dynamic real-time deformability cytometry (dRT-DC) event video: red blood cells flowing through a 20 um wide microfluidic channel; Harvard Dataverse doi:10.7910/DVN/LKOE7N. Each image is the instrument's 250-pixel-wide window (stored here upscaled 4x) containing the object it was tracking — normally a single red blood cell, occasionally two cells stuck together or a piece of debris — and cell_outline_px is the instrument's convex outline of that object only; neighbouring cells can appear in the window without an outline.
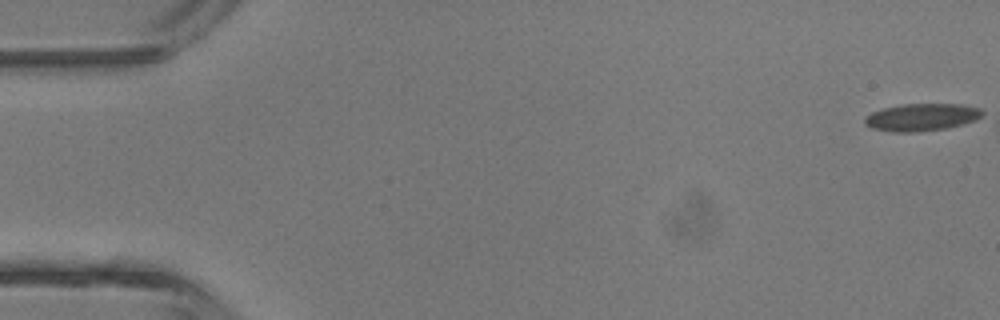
{"species": "common noctule bat (a hibernating species)", "species_latin": "Nyctalus noctula", "temperature_condition": "room temperature", "stored_images_in_passage": 6, "camera_frame_rate_fps": 3000, "um_per_image_px": 0.085, "animal": {"sex": "male", "body_mass_g": 13.3}, "frame": {"image": 1, "passage_image": 1, "time_ms": 0.0, "image_size_px": [1000, 320], "cell_outline_px": [[984, 112], [976, 120], [944, 128], [916, 132], [892, 132], [872, 128], [864, 124], [864, 120], [872, 112], [884, 108], [904, 104], [960, 104], [980, 108]], "centroid_in_image_um": [78.33, 9.96], "position_along_channel_um": 6.7, "area_um2": 18.5}}